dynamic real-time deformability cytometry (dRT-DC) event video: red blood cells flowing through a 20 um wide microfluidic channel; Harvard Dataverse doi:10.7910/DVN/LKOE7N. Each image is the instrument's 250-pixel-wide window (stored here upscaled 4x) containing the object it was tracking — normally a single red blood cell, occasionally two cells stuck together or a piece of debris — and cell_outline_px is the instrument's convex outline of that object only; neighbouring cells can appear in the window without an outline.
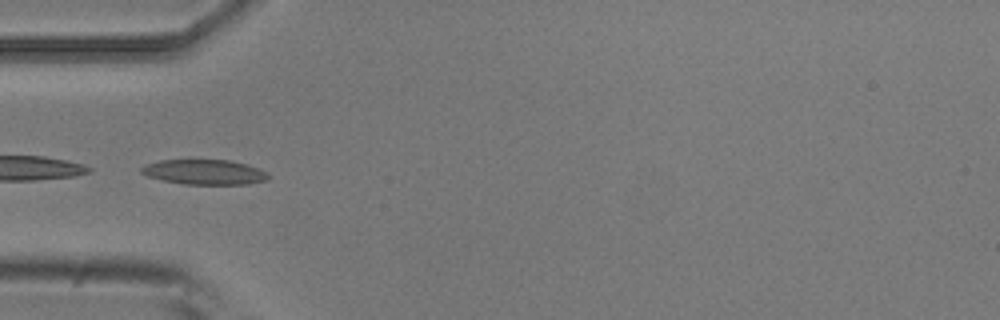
{"species": "common noctule bat (a hibernating species)", "species_latin": "Nyctalus noctula", "temperature_condition": "room temperature", "stored_images_in_passage": 37, "camera_frame_rate_fps": 3000, "um_per_image_px": 0.085, "animal": {"sex": "male", "body_mass_g": 20.5, "forearm_length_mm": 52.5}, "frame": {"image": 1, "passage_image": 1, "time_ms": 0.0, "image_size_px": [1000, 320], "cell_outline_px": [[268, 180], [248, 184], [184, 184], [160, 180], [148, 176], [140, 172], [140, 168], [148, 164], [160, 160], [228, 160], [244, 164], [268, 172]], "centroid_in_image_um": [17.36, 14.63], "position_along_channel_um": 67.6, "area_um2": 18.32}}
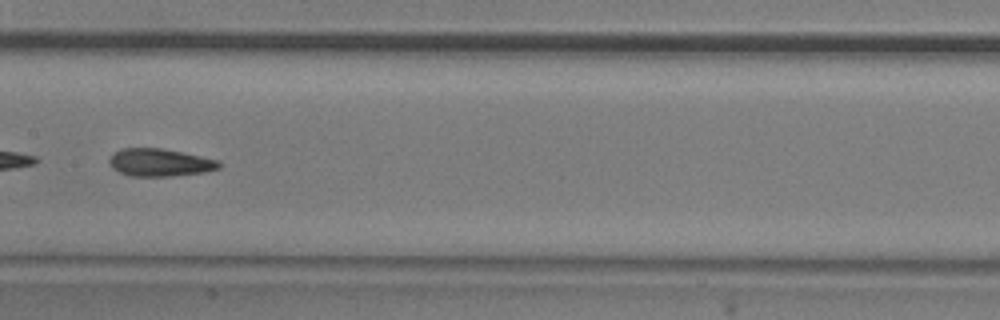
{"frame": {"image": 2, "passage_image": 11, "time_ms": 3.333, "image_size_px": [1000, 320], "cell_outline_px": [[220, 168], [204, 172], [168, 176], [128, 176], [112, 168], [108, 164], [108, 160], [120, 148], [160, 148], [200, 156], [216, 160], [220, 164]], "centroid_in_image_um": [13.53, 13.82], "position_along_channel_um": 193.9, "area_um2": 17.46}}
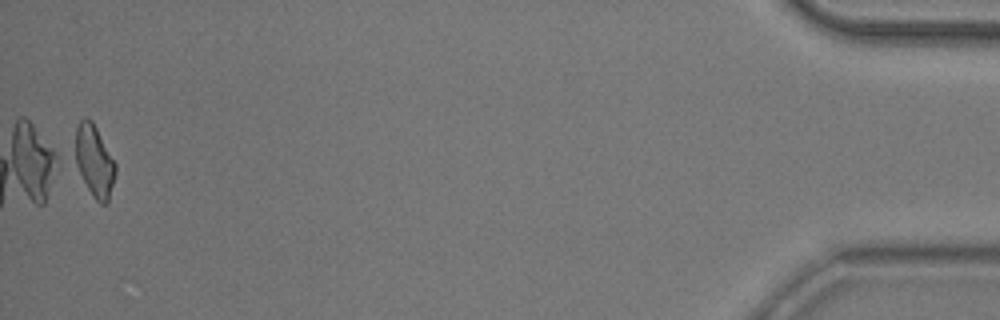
{"frame": {"image": 3, "passage_image": 37, "time_ms": 12.0, "image_size_px": [1000, 320], "cell_outline_px": [[116, 172], [108, 200], [104, 204], [100, 204], [92, 196], [68, 156], [68, 152], [76, 128], [80, 120], [84, 116], [92, 120], [116, 164]], "centroid_in_image_um": [7.88, 13.62], "position_along_channel_um": 427.3, "area_um2": 18.03}, "authors_computed_cell_mechanics": {"area_um2": 17.4556, "velocity_mm_per_s": 3.7574, "shape_relaxation_time_tau1_ms": 5.0782, "shape_relaxation_time_tau2_ms": 2.4258, "deformation_change_tau1": 0.1412, "deformation_change_tau2": 0.0849}}